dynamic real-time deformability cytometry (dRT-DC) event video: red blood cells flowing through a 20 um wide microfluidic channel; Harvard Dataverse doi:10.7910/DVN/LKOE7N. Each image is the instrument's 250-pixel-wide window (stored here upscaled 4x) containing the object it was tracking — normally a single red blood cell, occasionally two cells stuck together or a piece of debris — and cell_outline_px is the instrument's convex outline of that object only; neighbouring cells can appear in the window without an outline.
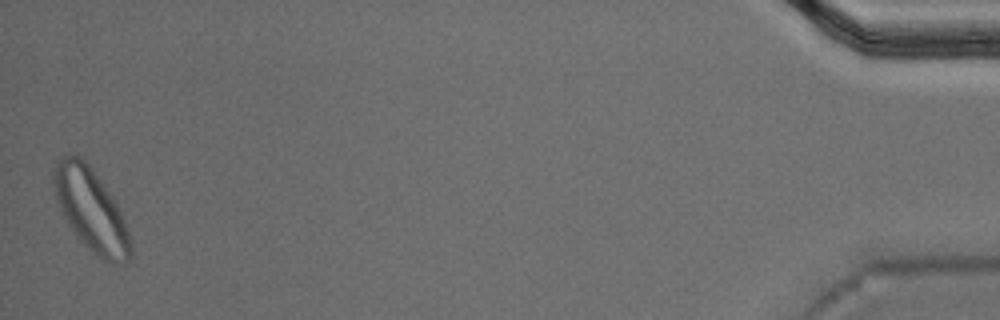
{"species": "Egyptian fruit bat (a non-hibernating species)", "species_latin": "Rousettus aegyptiacus", "temperature_condition": "warm", "stored_images_in_passage": 53, "segment_of_instrument_passage": [2, 2], "camera_frame_rate_fps": 3000, "um_per_image_px": 0.085, "animal": {"sex": "male"}, "frame": {"image": 1, "passage_image": 53, "time_ms": 17.333, "image_size_px": [1000, 320], "cell_outline_px": [[132, 256], [124, 264], [112, 264], [96, 256], [80, 240], [68, 224], [60, 212], [56, 200], [52, 180], [52, 172], [56, 164], [64, 156], [80, 156], [92, 168], [112, 196], [124, 220], [128, 232], [132, 248]], "centroid_in_image_um": [7.73, 17.88], "position_along_channel_um": 427.5, "area_um2": 36.82}}